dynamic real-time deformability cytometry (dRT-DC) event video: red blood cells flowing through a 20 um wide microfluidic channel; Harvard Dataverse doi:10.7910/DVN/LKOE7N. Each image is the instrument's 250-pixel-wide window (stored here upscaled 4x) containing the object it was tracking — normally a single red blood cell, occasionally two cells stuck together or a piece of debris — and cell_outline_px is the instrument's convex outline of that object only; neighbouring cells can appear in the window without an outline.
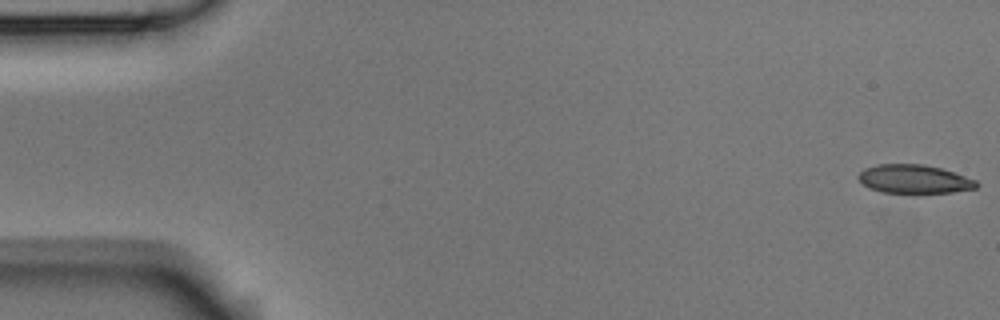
{"species": "Egyptian fruit bat (a non-hibernating species)", "species_latin": "Rousettus aegyptiacus", "temperature_condition": "room temperature", "stored_images_in_passage": 5, "camera_frame_rate_fps": 3000, "um_per_image_px": 0.085, "animal": {"sex": "male"}, "frame": {"image": 1, "passage_image": 1, "time_ms": 0.0, "image_size_px": [1000, 320], "cell_outline_px": [[980, 184], [976, 188], [952, 192], [880, 192], [868, 188], [856, 176], [864, 168], [880, 164], [924, 164], [940, 168], [976, 180]], "centroid_in_image_um": [77.68, 15.21], "position_along_channel_um": 7.3, "area_um2": 19.48}}
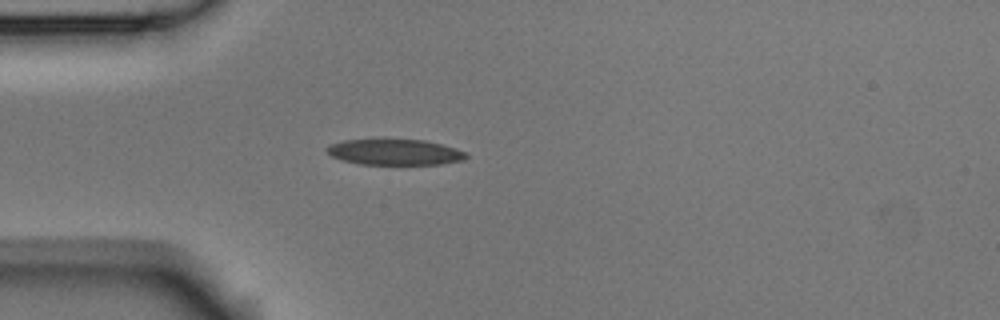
{"frame": {"image": 2, "passage_image": 5, "time_ms": 1.333, "image_size_px": [1000, 320], "cell_outline_px": [[468, 156], [464, 160], [440, 164], [360, 164], [344, 160], [332, 156], [324, 148], [328, 144], [344, 140], [384, 136], [424, 140], [456, 148], [468, 152]], "centroid_in_image_um": [33.53, 12.87], "position_along_channel_um": 51.5, "area_um2": 21.96}}